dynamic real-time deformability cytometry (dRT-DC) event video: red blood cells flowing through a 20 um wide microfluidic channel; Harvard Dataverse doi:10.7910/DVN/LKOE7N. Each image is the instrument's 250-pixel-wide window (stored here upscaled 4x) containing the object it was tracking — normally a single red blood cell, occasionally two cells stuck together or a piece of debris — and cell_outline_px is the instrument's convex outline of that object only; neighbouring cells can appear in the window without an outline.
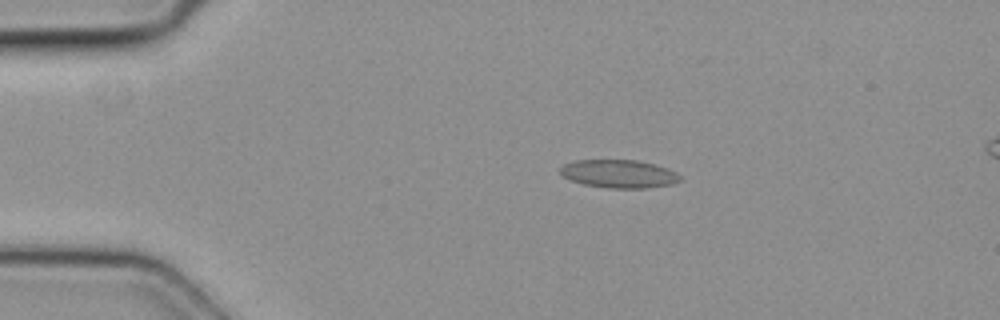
{"species": "common noctule bat (a hibernating species)", "species_latin": "Nyctalus noctula", "temperature_condition": "cold", "stored_images_in_passage": 3, "camera_frame_rate_fps": 3000, "um_per_image_px": 0.085, "animal": {"sex": "female", "body_mass_g": 19.3, "forearm_length_mm": 54.1}, "frame": {"image": 1, "passage_image": 1, "time_ms": 0.0, "image_size_px": [1000, 320], "cell_outline_px": [[680, 180], [668, 184], [644, 188], [608, 188], [584, 184], [572, 180], [564, 176], [560, 172], [560, 168], [564, 164], [576, 160], [636, 160], [668, 168], [676, 172], [680, 176]], "centroid_in_image_um": [52.59, 14.77], "position_along_channel_um": 32.4, "area_um2": 19.31}}